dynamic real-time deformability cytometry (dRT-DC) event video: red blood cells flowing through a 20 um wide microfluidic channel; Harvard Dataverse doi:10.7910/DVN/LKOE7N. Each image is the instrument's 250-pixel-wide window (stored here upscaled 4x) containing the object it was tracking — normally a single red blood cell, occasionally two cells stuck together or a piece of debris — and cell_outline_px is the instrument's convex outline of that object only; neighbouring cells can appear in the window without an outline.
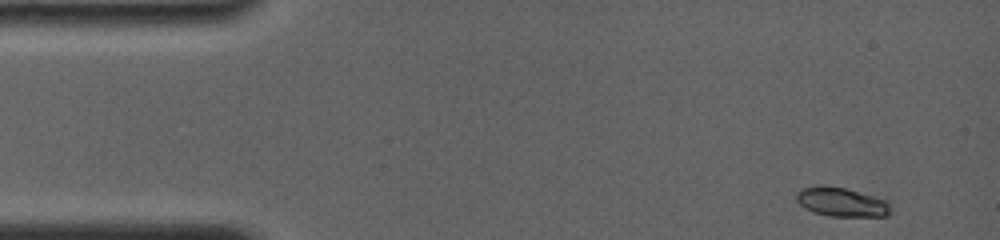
{"species": "common noctule bat (a hibernating species)", "species_latin": "Nyctalus noctula", "temperature_condition": "room temperature", "stored_images_in_passage": 25, "camera_frame_rate_fps": 4000, "um_per_image_px": 0.085, "animal": {"sex": "female", "body_mass_g": 19.0, "forearm_length_mm": 56.7}, "frame": {"image": 1, "passage_image": 1, "time_ms": 0.0, "image_size_px": [1000, 240], "cell_outline_px": [[892, 212], [888, 216], [828, 216], [804, 208], [796, 200], [796, 192], [800, 188], [816, 184], [824, 184], [844, 188], [892, 200]], "centroid_in_image_um": [71.58, 17.15], "position_along_channel_um": 13.4, "area_um2": 16.59}}
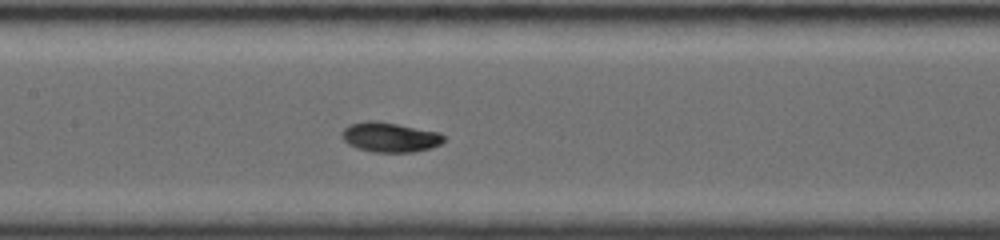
{"frame": {"image": 2, "passage_image": 15, "time_ms": 6.75, "image_size_px": [1000, 240], "cell_outline_px": [[444, 140], [440, 144], [432, 148], [412, 152], [372, 152], [348, 144], [340, 136], [340, 132], [348, 124], [364, 120], [376, 120], [440, 132], [444, 136]], "centroid_in_image_um": [33.11, 11.64], "position_along_channel_um": 174.3, "area_um2": 17.86}}
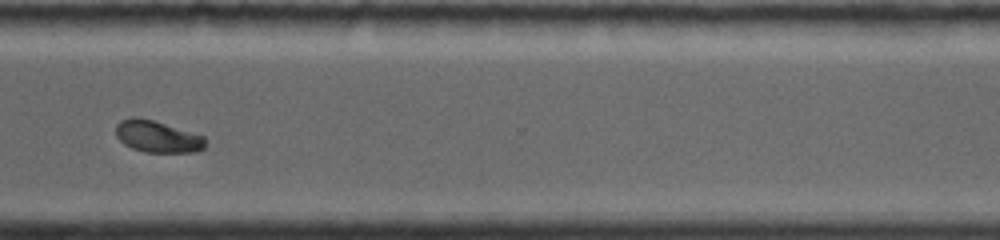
{"frame": {"image": 3, "passage_image": 25, "time_ms": 11.5, "image_size_px": [1000, 240], "cell_outline_px": [[204, 148], [196, 152], [144, 152], [132, 148], [124, 144], [116, 136], [116, 124], [120, 120], [132, 116], [140, 116], [204, 136]], "centroid_in_image_um": [13.33, 11.59], "position_along_channel_um": 357.3, "area_um2": 16.59}}